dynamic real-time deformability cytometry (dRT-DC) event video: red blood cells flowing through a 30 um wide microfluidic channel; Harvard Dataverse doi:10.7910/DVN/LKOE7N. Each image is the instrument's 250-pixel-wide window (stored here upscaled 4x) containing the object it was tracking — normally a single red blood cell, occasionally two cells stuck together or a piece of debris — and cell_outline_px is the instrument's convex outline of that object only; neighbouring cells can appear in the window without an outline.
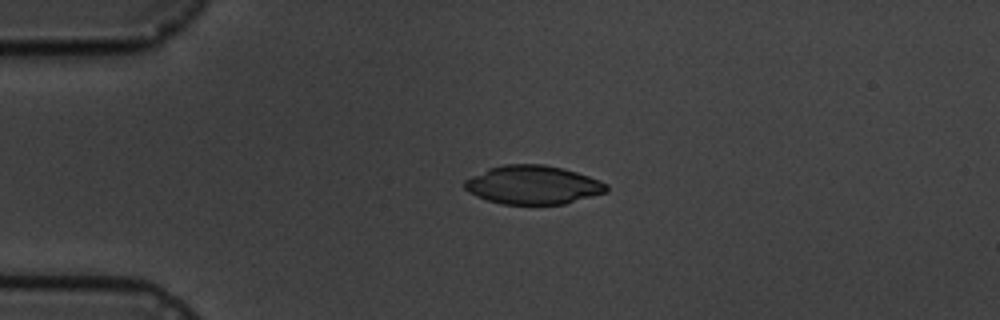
{"species": "common noctule bat (a hibernating species)", "species_latin": "Nyctalus noctula", "temperature_condition": "cold", "stored_images_in_passage": 2, "camera_frame_rate_fps": 3000, "um_per_image_px": 0.085, "animal": {"sex": "male", "body_mass_g": 19.5, "forearm_length_mm": 54.6}, "frame": {"image": 1, "passage_image": 1, "time_ms": 0.0, "image_size_px": [1000, 320], "cell_outline_px": [[608, 192], [564, 204], [504, 204], [488, 200], [476, 196], [468, 192], [464, 188], [464, 180], [488, 168], [504, 164], [544, 164], [576, 172], [600, 180], [608, 184]], "centroid_in_image_um": [45.3, 15.71], "position_along_channel_um": 39.7, "area_um2": 31.96}}